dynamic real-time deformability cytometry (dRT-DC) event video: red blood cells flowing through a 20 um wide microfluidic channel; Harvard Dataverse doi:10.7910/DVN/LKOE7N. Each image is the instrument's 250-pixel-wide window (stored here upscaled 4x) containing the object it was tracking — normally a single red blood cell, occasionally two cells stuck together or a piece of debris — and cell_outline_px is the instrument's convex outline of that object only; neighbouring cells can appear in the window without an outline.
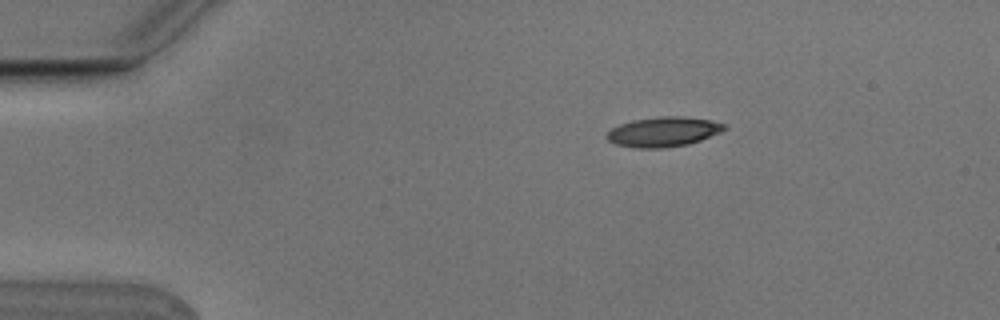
{"species": "Egyptian fruit bat (a non-hibernating species)", "species_latin": "Rousettus aegyptiacus", "temperature_condition": "cold", "stored_images_in_passage": 3, "camera_frame_rate_fps": 3000, "um_per_image_px": 0.085, "animal": {"sex": "male"}, "frame": {"image": 1, "passage_image": 1, "time_ms": 0.0, "image_size_px": [1000, 320], "cell_outline_px": [[728, 128], [720, 132], [700, 140], [688, 144], [660, 148], [636, 148], [616, 144], [608, 140], [604, 136], [612, 128], [620, 124], [632, 120], [656, 116], [680, 116], [708, 120], [724, 124]], "centroid_in_image_um": [56.35, 11.2], "position_along_channel_um": 28.7, "area_um2": 20.29}}